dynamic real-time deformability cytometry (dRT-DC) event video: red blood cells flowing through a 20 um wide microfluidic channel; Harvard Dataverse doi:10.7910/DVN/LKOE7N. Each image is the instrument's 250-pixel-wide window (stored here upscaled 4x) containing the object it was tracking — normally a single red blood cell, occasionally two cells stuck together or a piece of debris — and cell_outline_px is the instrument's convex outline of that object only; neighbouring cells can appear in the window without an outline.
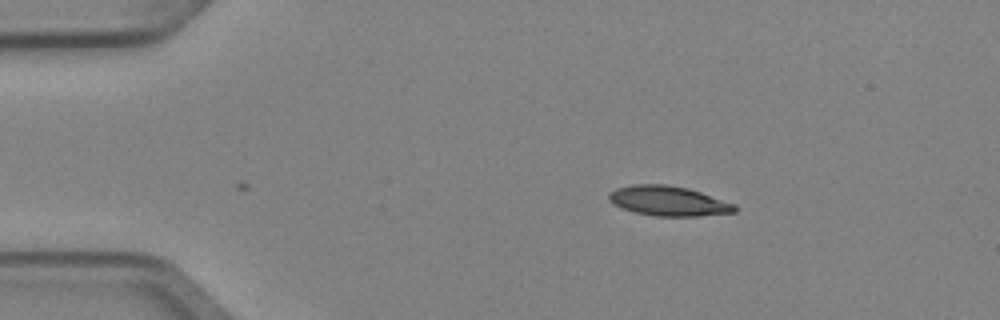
{"species": "Egyptian fruit bat (a non-hibernating species)", "species_latin": "Rousettus aegyptiacus", "temperature_condition": "cold", "stored_images_in_passage": 5, "camera_frame_rate_fps": 3000, "um_per_image_px": 0.085, "animal": {"sex": "female"}, "frame": {"image": 1, "passage_image": 1, "time_ms": 0.0, "image_size_px": [1000, 320], "cell_outline_px": [[740, 208], [736, 212], [696, 216], [652, 216], [620, 208], [612, 204], [608, 200], [608, 192], [616, 188], [632, 184], [664, 184], [688, 188], [736, 204]], "centroid_in_image_um": [56.8, 17.08], "position_along_channel_um": 28.2, "area_um2": 22.14}}
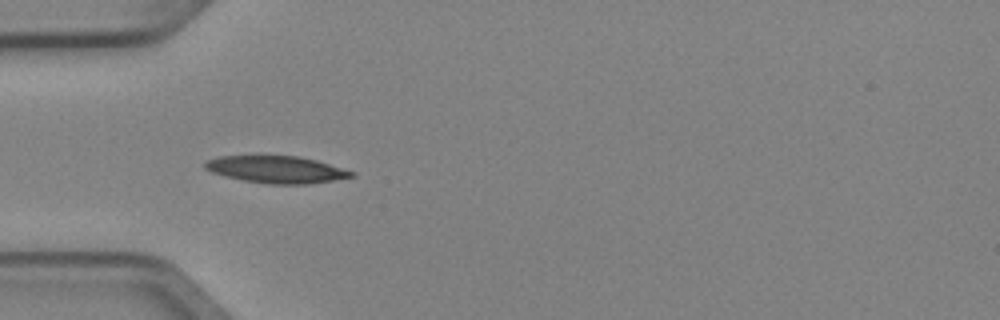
{"frame": {"image": 2, "passage_image": 3, "time_ms": 0.667, "image_size_px": [1000, 320], "cell_outline_px": [[356, 176], [308, 184], [268, 184], [244, 180], [224, 176], [212, 172], [204, 168], [204, 164], [208, 160], [220, 156], [300, 156], [316, 160], [356, 172]], "centroid_in_image_um": [23.52, 14.41], "position_along_channel_um": 61.5, "area_um2": 23.0}}
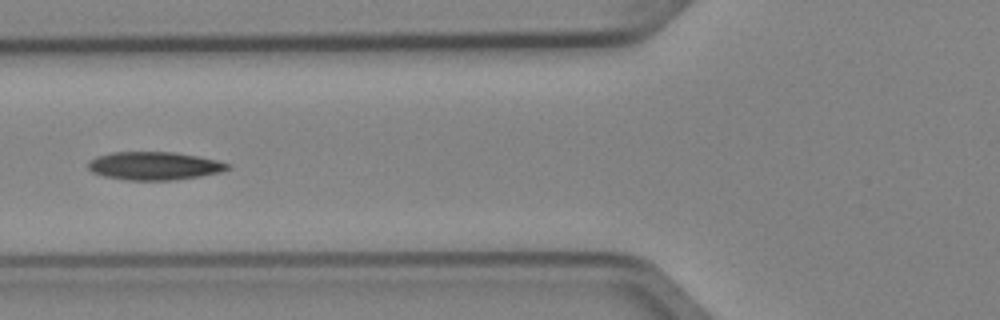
{"frame": {"image": 3, "passage_image": 4, "time_ms": 1.0, "image_size_px": [1000, 320], "cell_outline_px": [[232, 168], [220, 172], [200, 176], [172, 180], [128, 180], [104, 176], [92, 172], [88, 168], [88, 160], [96, 156], [112, 152], [172, 152], [196, 156], [216, 160], [232, 164]], "centroid_in_image_um": [13.11, 14.09], "position_along_channel_um": 112.7, "area_um2": 22.89}}